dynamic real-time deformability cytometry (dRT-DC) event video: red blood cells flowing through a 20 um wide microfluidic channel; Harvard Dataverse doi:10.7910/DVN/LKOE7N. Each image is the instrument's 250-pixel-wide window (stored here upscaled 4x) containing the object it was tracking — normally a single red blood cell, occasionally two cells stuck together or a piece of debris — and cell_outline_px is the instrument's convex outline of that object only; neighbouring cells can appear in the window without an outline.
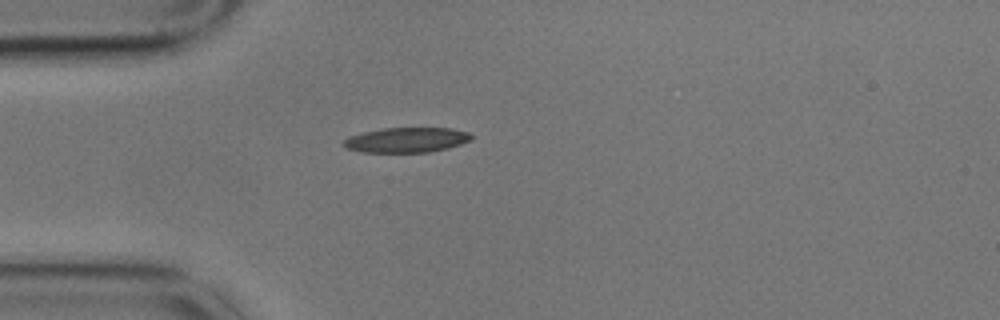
{"species": "common noctule bat (a hibernating species)", "species_latin": "Nyctalus noctula", "temperature_condition": "cold", "stored_images_in_passage": 44, "camera_frame_rate_fps": 3000, "um_per_image_px": 0.085, "animal": {"sex": "male", "body_mass_g": 17.9}, "frame": {"image": 1, "passage_image": 1, "time_ms": 0.0, "image_size_px": [1000, 320], "cell_outline_px": [[476, 136], [472, 140], [448, 148], [428, 152], [360, 152], [348, 148], [340, 144], [348, 136], [364, 132], [384, 128], [452, 128], [468, 132]], "centroid_in_image_um": [34.58, 11.89], "position_along_channel_um": 50.4, "area_um2": 18.73}}
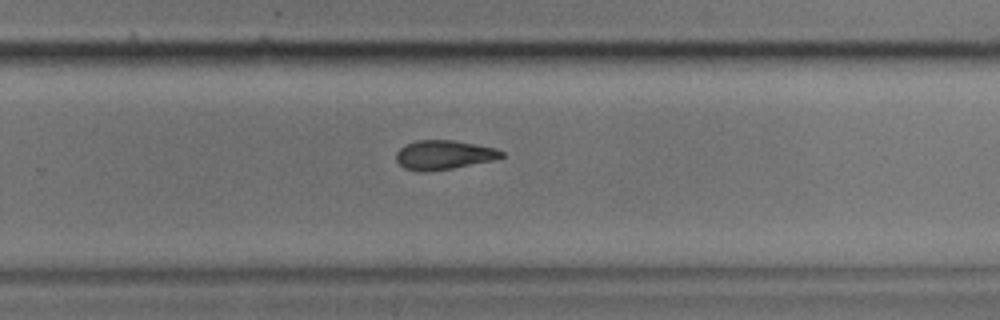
{"frame": {"image": 2, "passage_image": 23, "time_ms": 7.333, "image_size_px": [1000, 320], "cell_outline_px": [[504, 156], [496, 160], [452, 168], [424, 172], [416, 172], [404, 168], [396, 160], [396, 152], [404, 144], [416, 140], [456, 140], [496, 148], [504, 152]], "centroid_in_image_um": [37.72, 13.16], "position_along_channel_um": 292.1, "area_um2": 18.21}}
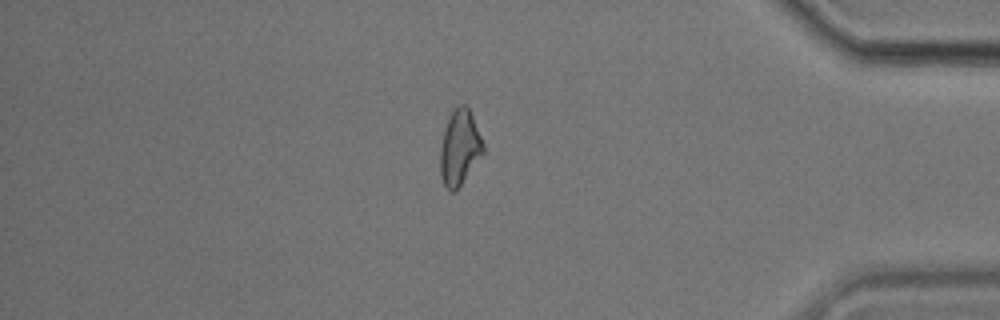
{"frame": {"image": 3, "passage_image": 35, "time_ms": 11.333, "image_size_px": [1000, 320], "cell_outline_px": [[484, 152], [456, 192], [452, 192], [444, 184], [440, 176], [440, 144], [444, 128], [452, 112], [460, 104], [468, 104], [484, 144]], "centroid_in_image_um": [39.07, 12.54], "position_along_channel_um": 396.1, "area_um2": 18.96}, "authors_computed_cell_mechanics": {"area_um2": 18.6983, "velocity_mm_per_s": 3.419, "shape_relaxation_time_tau1_ms": null, "shape_relaxation_time_tau2_ms": 7.0236, "deformation_change_tau1": null, "deformation_change_tau2": 0.1506}}